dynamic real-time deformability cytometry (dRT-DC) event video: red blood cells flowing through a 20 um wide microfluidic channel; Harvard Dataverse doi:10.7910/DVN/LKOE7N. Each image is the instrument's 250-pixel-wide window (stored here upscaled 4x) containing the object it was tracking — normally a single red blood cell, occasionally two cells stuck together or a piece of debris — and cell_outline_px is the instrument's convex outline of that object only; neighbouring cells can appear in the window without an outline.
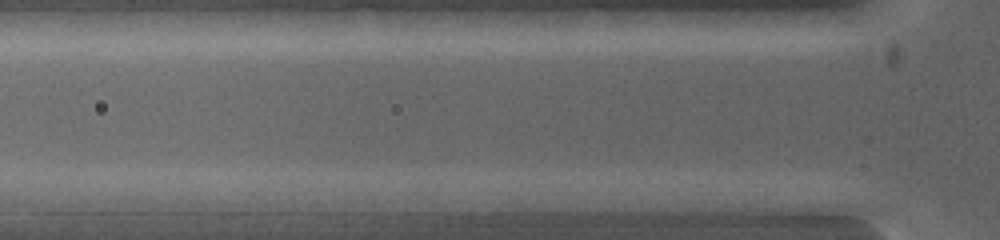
{"species": "common noctule bat (a hibernating species)", "species_latin": "Nyctalus noctula", "temperature_condition": "warm", "stored_images_in_passage": 3, "segment_of_instrument_passage": [2, 3], "camera_frame_rate_fps": 5000, "um_per_image_px": 0.085, "animal": {"sex": "female", "body_mass_g": 19.0, "forearm_length_mm": 53.3}, "frame": {"image": 1, "passage_image": 2, "time_ms": 0.2, "image_size_px": [1000, 240], "cell_outline_px": [[476, 200], [472, 212], [468, 216], [404, 212], [404, 200], [420, 192], [452, 192]], "centroid_in_image_um": [37.37, 17.33], "position_along_channel_um": 88.4, "area_um2": 10.06}}